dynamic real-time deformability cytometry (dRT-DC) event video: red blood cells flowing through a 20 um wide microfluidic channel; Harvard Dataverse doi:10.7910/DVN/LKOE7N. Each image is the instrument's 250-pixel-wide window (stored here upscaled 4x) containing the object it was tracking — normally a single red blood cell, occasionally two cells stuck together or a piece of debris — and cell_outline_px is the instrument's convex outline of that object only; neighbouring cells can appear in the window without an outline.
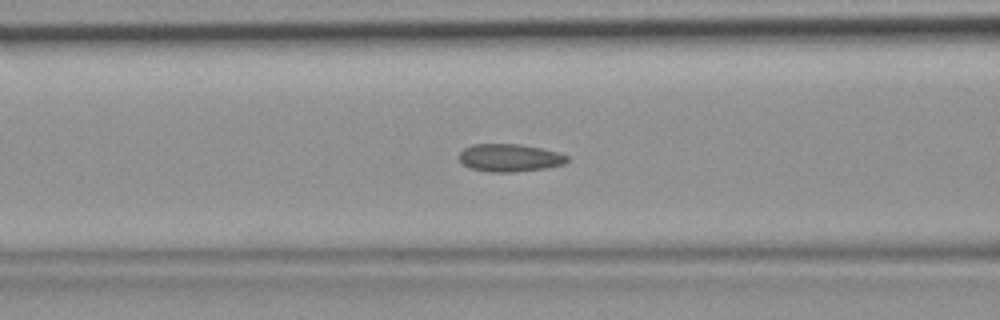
{"species": "common noctule bat (a hibernating species)", "species_latin": "Nyctalus noctula", "temperature_condition": "room temperature", "stored_images_in_passage": 46, "camera_frame_rate_fps": 3000, "um_per_image_px": 0.085, "animal": {"sex": "female", "body_mass_g": 19.9}, "frame": {"image": 1, "passage_image": 18, "time_ms": 5.667, "image_size_px": [1000, 320], "cell_outline_px": [[568, 160], [564, 164], [544, 168], [512, 172], [488, 172], [468, 168], [460, 160], [460, 152], [464, 148], [472, 144], [520, 144], [560, 152], [568, 156]], "centroid_in_image_um": [43.31, 13.41], "position_along_channel_um": 123.3, "area_um2": 17.46}}
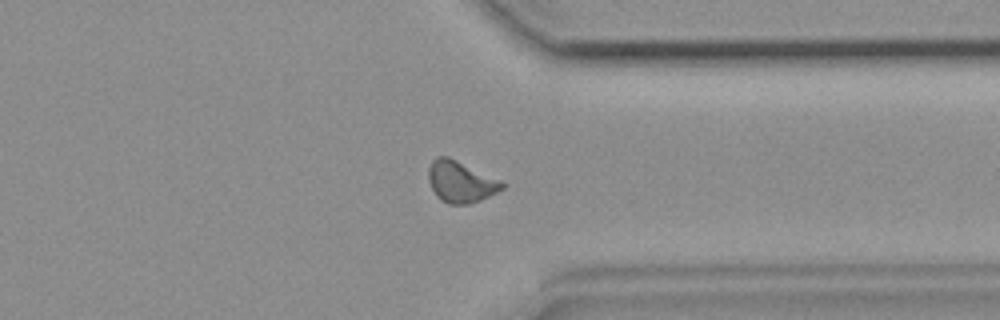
{"frame": {"image": 2, "passage_image": 35, "time_ms": 11.333, "image_size_px": [1000, 320], "cell_outline_px": [[508, 184], [504, 188], [480, 200], [468, 204], [448, 204], [440, 200], [436, 196], [428, 180], [428, 168], [432, 160], [436, 156], [448, 156], [504, 180]], "centroid_in_image_um": [39.19, 15.43], "position_along_channel_um": 372.2, "area_um2": 18.21}}
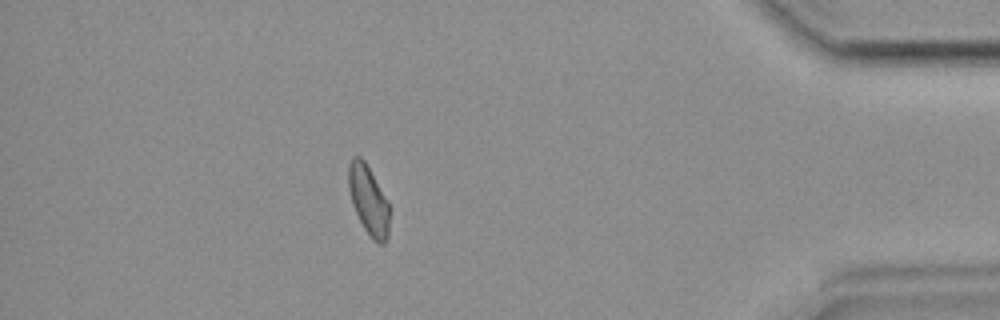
{"frame": {"image": 3, "passage_image": 40, "time_ms": 13.0, "image_size_px": [1000, 320], "cell_outline_px": [[392, 208], [388, 236], [384, 244], [380, 244], [372, 240], [364, 228], [352, 204], [348, 188], [348, 164], [352, 156], [360, 156], [364, 160], [388, 200]], "centroid_in_image_um": [31.36, 17.03], "position_along_channel_um": 403.8, "area_um2": 16.99}}